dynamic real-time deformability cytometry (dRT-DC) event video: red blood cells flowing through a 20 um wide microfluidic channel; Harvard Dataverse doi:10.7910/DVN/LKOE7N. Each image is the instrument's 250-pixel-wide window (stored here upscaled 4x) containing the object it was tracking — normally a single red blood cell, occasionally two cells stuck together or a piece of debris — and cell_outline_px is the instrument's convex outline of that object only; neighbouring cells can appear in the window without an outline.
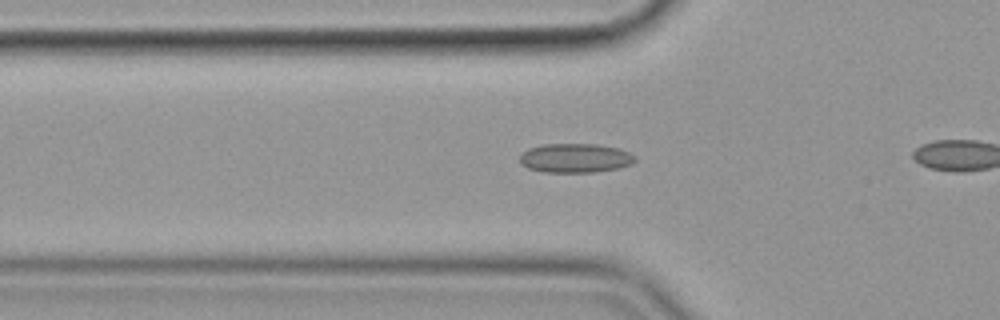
{"species": "common noctule bat (a hibernating species)", "species_latin": "Nyctalus noctula", "temperature_condition": "cold", "stored_images_in_passage": 41, "camera_frame_rate_fps": 3000, "um_per_image_px": 0.085, "animal": {"sex": "female", "body_mass_g": 19.9}, "frame": {"image": 1, "passage_image": 14, "time_ms": 4.333, "image_size_px": [1000, 320], "cell_outline_px": [[636, 160], [632, 164], [620, 168], [596, 172], [544, 172], [528, 168], [520, 164], [520, 156], [528, 148], [544, 144], [596, 144], [620, 148], [636, 156]], "centroid_in_image_um": [48.92, 13.44], "position_along_channel_um": 76.9, "area_um2": 19.77}}
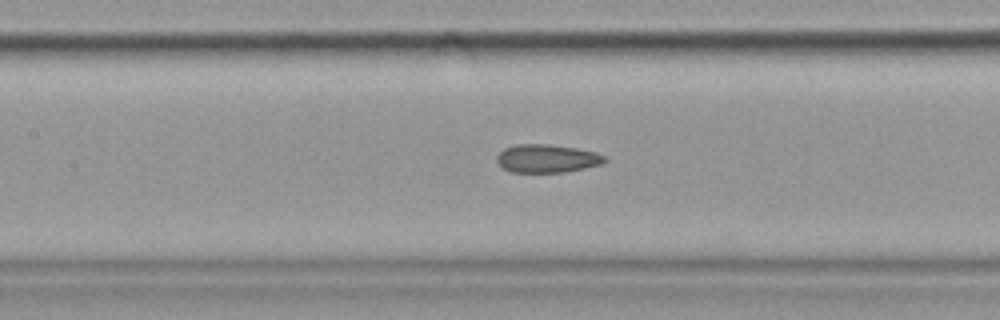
{"frame": {"image": 2, "passage_image": 21, "time_ms": 6.667, "image_size_px": [1000, 320], "cell_outline_px": [[608, 160], [600, 164], [584, 168], [564, 172], [512, 172], [504, 168], [496, 160], [496, 156], [504, 148], [516, 144], [548, 144], [576, 148], [596, 152], [604, 156]], "centroid_in_image_um": [46.48, 13.46], "position_along_channel_um": 160.9, "area_um2": 17.63}}
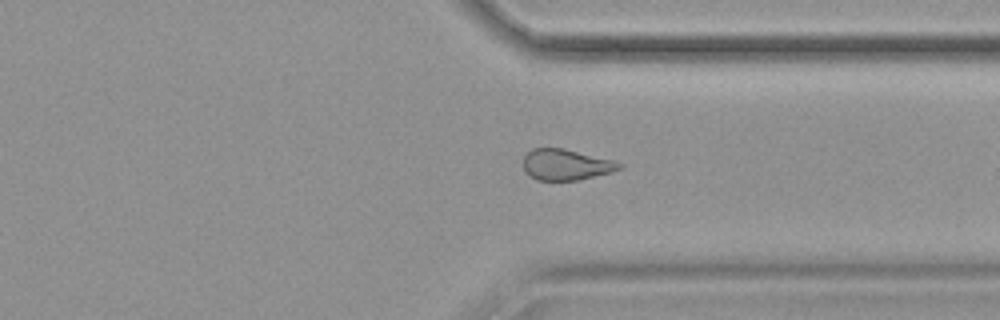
{"frame": {"image": 3, "passage_image": 38, "time_ms": 12.333, "image_size_px": [1000, 320], "cell_outline_px": [[624, 164], [620, 168], [612, 172], [580, 180], [536, 180], [528, 176], [524, 172], [524, 156], [532, 148], [564, 148], [612, 160]], "centroid_in_image_um": [48.08, 14.0], "position_along_channel_um": 363.3, "area_um2": 17.4}}